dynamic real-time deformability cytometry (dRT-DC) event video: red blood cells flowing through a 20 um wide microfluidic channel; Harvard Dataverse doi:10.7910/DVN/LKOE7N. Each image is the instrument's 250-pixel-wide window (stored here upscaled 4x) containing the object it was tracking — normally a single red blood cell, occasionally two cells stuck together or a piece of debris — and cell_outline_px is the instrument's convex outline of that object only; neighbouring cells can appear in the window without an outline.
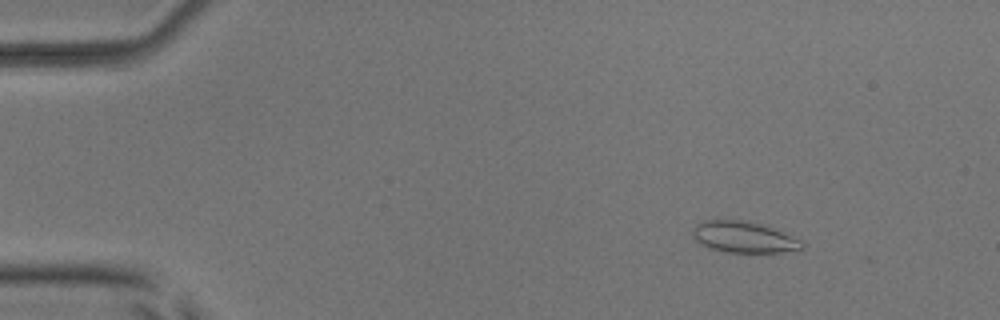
{"species": "common noctule bat (a hibernating species)", "species_latin": "Nyctalus noctula", "temperature_condition": "room temperature", "stored_images_in_passage": 53, "camera_frame_rate_fps": 3000, "um_per_image_px": 0.085, "animal": {"sex": "male", "body_mass_g": 17.9, "forearm_length_mm": 54.2}, "frame": {"image": 1, "passage_image": 7, "time_ms": 2.0, "image_size_px": [1000, 320], "cell_outline_px": [[804, 248], [780, 252], [728, 252], [712, 248], [700, 244], [692, 236], [692, 228], [696, 224], [704, 220], [744, 220], [768, 224], [800, 240], [804, 244]], "centroid_in_image_um": [63.22, 20.13], "position_along_channel_um": 21.8, "area_um2": 20.06}}
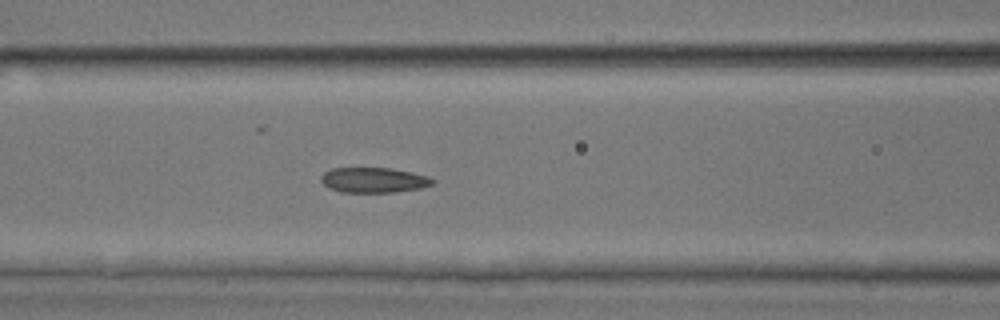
{"frame": {"image": 2, "passage_image": 23, "time_ms": 7.333, "image_size_px": [1000, 320], "cell_outline_px": [[436, 180], [432, 184], [420, 188], [396, 192], [340, 192], [328, 188], [320, 180], [320, 176], [324, 172], [332, 168], [392, 168], [428, 176]], "centroid_in_image_um": [31.74, 15.3], "position_along_channel_um": 134.9, "area_um2": 16.42}}
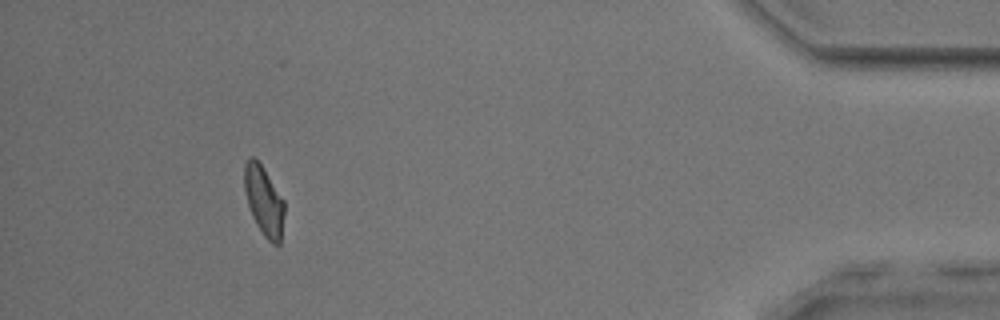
{"frame": {"image": 3, "passage_image": 49, "time_ms": 16.0, "image_size_px": [1000, 320], "cell_outline_px": [[284, 212], [280, 244], [272, 244], [264, 236], [256, 224], [252, 216], [248, 204], [244, 188], [244, 164], [248, 156], [252, 156], [260, 164], [284, 200]], "centroid_in_image_um": [22.42, 17.08], "position_along_channel_um": 412.8, "area_um2": 16.01}, "authors_computed_cell_mechanics": {"area_um2": 16.8198, "velocity_mm_per_s": 3.8873, "shape_relaxation_time_tau1_ms": 3.9902, "shape_relaxation_time_tau2_ms": 2.1704, "deformation_change_tau1": 0.1069, "deformation_change_tau2": 0.0815}}